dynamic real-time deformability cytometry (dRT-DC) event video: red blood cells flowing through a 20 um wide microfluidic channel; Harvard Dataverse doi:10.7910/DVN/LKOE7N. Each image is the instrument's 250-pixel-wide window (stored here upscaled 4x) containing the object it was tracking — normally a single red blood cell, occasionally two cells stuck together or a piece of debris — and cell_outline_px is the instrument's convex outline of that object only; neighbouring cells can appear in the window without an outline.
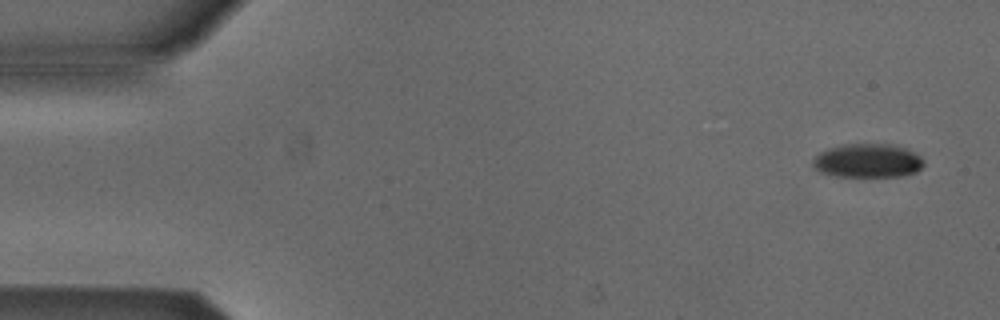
{"species": "Egyptian fruit bat (a non-hibernating species)", "species_latin": "Rousettus aegyptiacus", "temperature_condition": "cold", "stored_images_in_passage": 4, "camera_frame_rate_fps": 3000, "um_per_image_px": 0.085, "animal": {"sex": "male"}, "frame": {"image": 1, "passage_image": 1, "time_ms": 0.0, "image_size_px": [1000, 320], "cell_outline_px": [[924, 164], [916, 172], [904, 176], [832, 176], [816, 172], [812, 168], [812, 160], [820, 152], [828, 148], [844, 144], [892, 144], [908, 148], [920, 156], [924, 160]], "centroid_in_image_um": [73.72, 13.66], "position_along_channel_um": 11.3, "area_um2": 22.25}}